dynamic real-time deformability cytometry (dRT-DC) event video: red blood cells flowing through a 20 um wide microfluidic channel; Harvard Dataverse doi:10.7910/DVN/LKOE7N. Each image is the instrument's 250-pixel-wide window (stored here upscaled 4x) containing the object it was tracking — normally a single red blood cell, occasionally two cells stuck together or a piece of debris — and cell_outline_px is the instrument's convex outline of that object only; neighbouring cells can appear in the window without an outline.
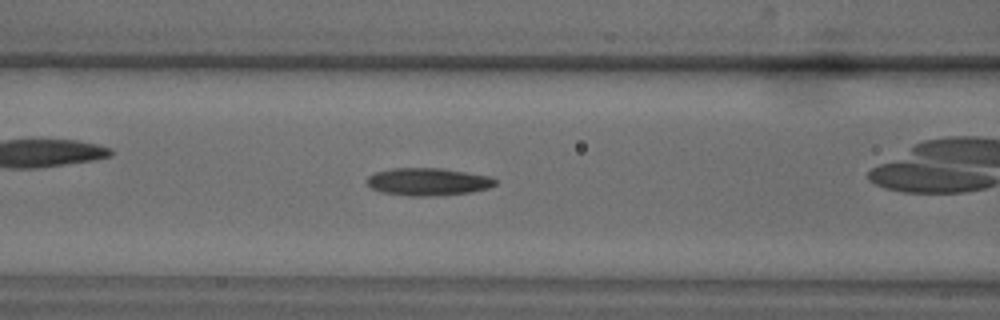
{"species": "common noctule bat (a hibernating species)", "species_latin": "Nyctalus noctula", "temperature_condition": "warm", "stored_images_in_passage": 17, "camera_frame_rate_fps": 3000, "um_per_image_px": 0.085, "animal": {"sex": "male", "body_mass_g": 18.8}, "frame": {"image": 1, "passage_image": 12, "time_ms": 3.667, "image_size_px": [1000, 320], "cell_outline_px": [[496, 184], [488, 188], [468, 192], [432, 196], [408, 196], [384, 192], [372, 188], [364, 184], [364, 180], [368, 176], [376, 172], [392, 168], [440, 168], [492, 176], [496, 180]], "centroid_in_image_um": [36.34, 15.44], "position_along_channel_um": 130.3, "area_um2": 20.63}}